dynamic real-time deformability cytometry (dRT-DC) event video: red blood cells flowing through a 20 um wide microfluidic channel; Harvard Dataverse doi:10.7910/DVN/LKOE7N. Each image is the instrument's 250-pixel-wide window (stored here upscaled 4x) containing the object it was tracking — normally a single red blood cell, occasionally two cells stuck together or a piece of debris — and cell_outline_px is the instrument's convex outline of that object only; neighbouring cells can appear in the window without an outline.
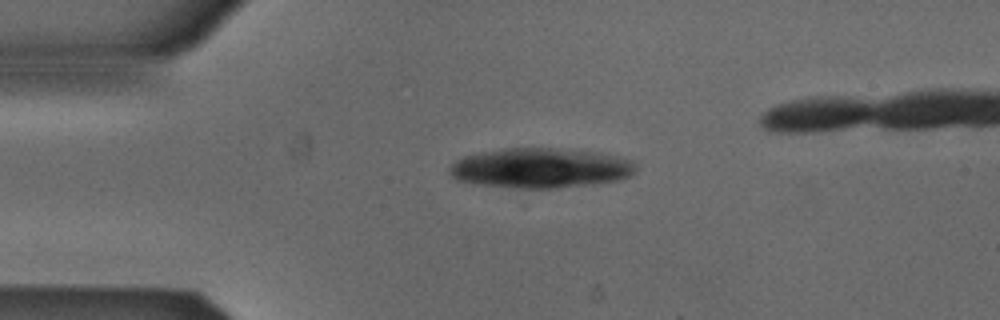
{"species": "Egyptian fruit bat (a non-hibernating species)", "species_latin": "Rousettus aegyptiacus", "temperature_condition": "cold", "stored_images_in_passage": 31, "camera_frame_rate_fps": 3000, "um_per_image_px": 0.085, "animal": {"sex": "male"}, "frame": {"image": 1, "passage_image": 1, "time_ms": 0.0, "image_size_px": [1000, 320], "cell_outline_px": [[636, 172], [632, 176], [620, 180], [592, 184], [556, 188], [512, 188], [472, 184], [456, 180], [448, 172], [448, 168], [456, 160], [464, 156], [480, 152], [504, 148], [556, 148], [596, 152], [616, 156], [632, 160], [636, 164]], "centroid_in_image_um": [45.93, 14.29], "position_along_channel_um": 39.1, "area_um2": 43.81}}